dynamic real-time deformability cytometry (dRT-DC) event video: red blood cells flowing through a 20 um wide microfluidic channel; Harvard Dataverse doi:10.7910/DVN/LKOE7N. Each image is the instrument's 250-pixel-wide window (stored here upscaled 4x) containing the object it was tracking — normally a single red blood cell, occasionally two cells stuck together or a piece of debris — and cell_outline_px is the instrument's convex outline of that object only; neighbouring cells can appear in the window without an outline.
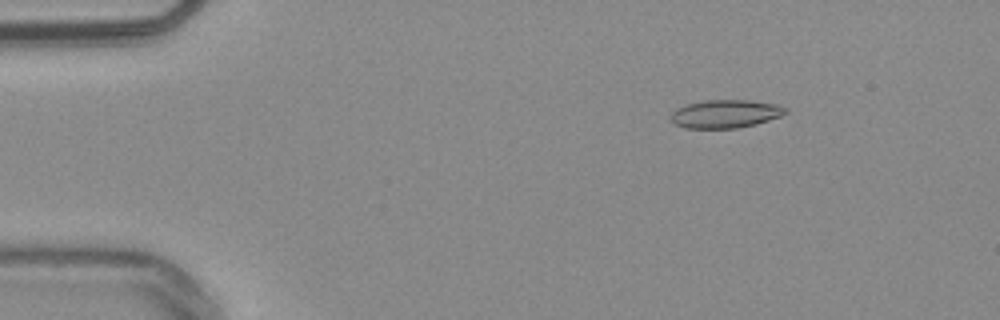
{"species": "common noctule bat (a hibernating species)", "species_latin": "Nyctalus noctula", "temperature_condition": "warm", "stored_images_in_passage": 54, "camera_frame_rate_fps": 3000, "um_per_image_px": 0.085, "animal": {"sex": "male", "body_mass_g": 20.4}, "frame": {"image": 1, "passage_image": 8, "time_ms": 2.333, "image_size_px": [1000, 320], "cell_outline_px": [[788, 112], [780, 116], [756, 124], [736, 128], [684, 128], [676, 124], [672, 120], [672, 112], [676, 108], [688, 104], [704, 100], [748, 100], [776, 104], [788, 108]], "centroid_in_image_um": [61.68, 9.67], "position_along_channel_um": 23.3, "area_um2": 18.73}}
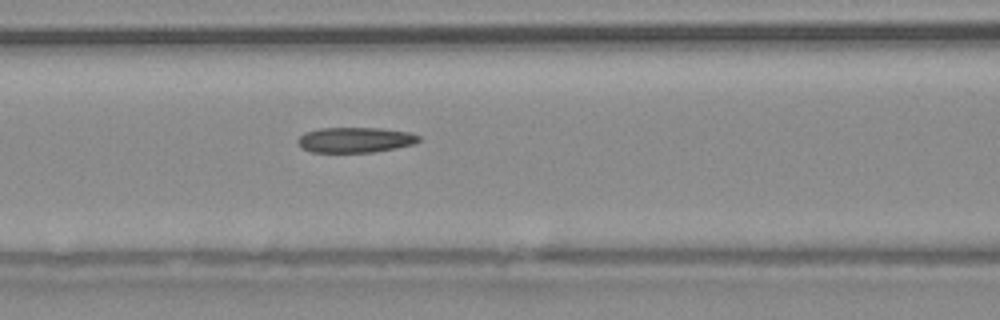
{"frame": {"image": 2, "passage_image": 23, "time_ms": 7.333, "image_size_px": [1000, 320], "cell_outline_px": [[420, 140], [412, 144], [396, 148], [372, 152], [312, 152], [300, 148], [296, 140], [304, 132], [320, 128], [380, 128], [408, 132], [420, 136]], "centroid_in_image_um": [30.14, 11.89], "position_along_channel_um": 136.5, "area_um2": 17.86}}
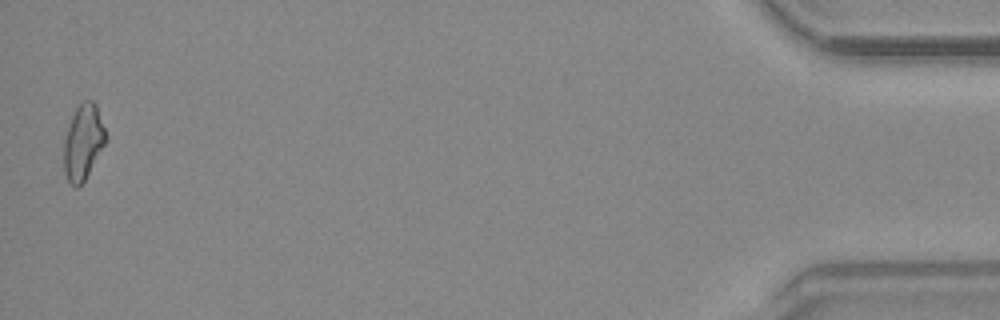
{"frame": {"image": 3, "passage_image": 53, "time_ms": 17.333, "image_size_px": [1000, 320], "cell_outline_px": [[104, 144], [84, 180], [76, 188], [68, 180], [64, 172], [64, 140], [72, 116], [76, 108], [84, 100], [92, 100], [96, 104], [104, 128]], "centroid_in_image_um": [7.04, 12.06], "position_along_channel_um": 428.2, "area_um2": 17.69}}